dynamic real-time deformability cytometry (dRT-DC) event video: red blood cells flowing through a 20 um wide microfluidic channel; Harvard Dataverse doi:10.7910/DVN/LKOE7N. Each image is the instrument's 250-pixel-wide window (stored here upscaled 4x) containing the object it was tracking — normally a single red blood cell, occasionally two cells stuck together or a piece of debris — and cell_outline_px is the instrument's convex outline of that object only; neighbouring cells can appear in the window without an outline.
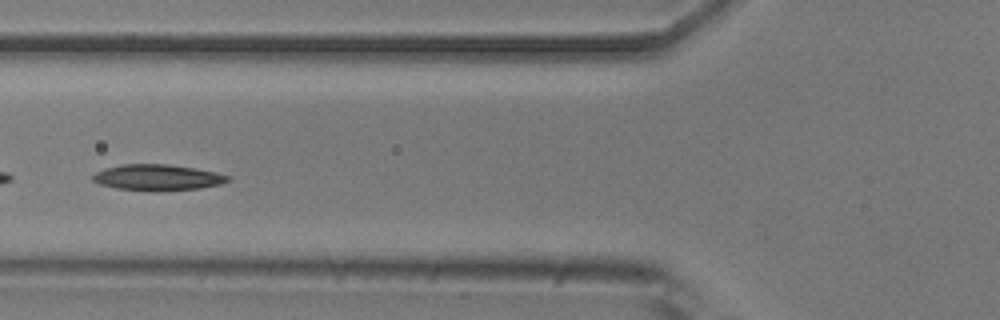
{"species": "common noctule bat (a hibernating species)", "species_latin": "Nyctalus noctula", "temperature_condition": "room temperature", "stored_images_in_passage": 53, "camera_frame_rate_fps": 3000, "um_per_image_px": 0.085, "animal": {"sex": "male", "body_mass_g": 20.5, "forearm_length_mm": 52.5}, "frame": {"image": 1, "passage_image": 20, "time_ms": 6.333, "image_size_px": [1000, 320], "cell_outline_px": [[232, 180], [220, 184], [200, 188], [156, 192], [116, 188], [100, 184], [92, 180], [92, 176], [96, 172], [104, 168], [120, 164], [168, 164], [196, 168], [216, 172], [232, 176]], "centroid_in_image_um": [13.42, 15.08], "position_along_channel_um": 112.4, "area_um2": 20.81}}
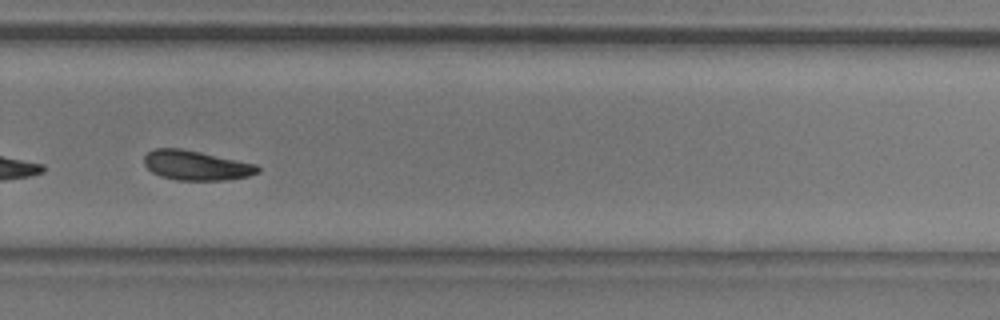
{"frame": {"image": 2, "passage_image": 36, "time_ms": 11.667, "image_size_px": [1000, 320], "cell_outline_px": [[260, 172], [248, 176], [224, 180], [176, 180], [160, 176], [152, 172], [144, 164], [144, 156], [152, 148], [180, 148], [200, 152], [256, 164], [260, 168]], "centroid_in_image_um": [16.65, 14.06], "position_along_channel_um": 313.2, "area_um2": 19.59}}
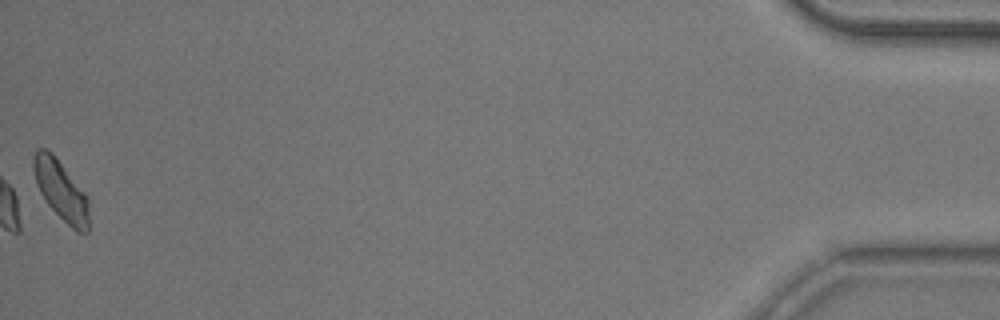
{"frame": {"image": 3, "passage_image": 53, "time_ms": 17.333, "image_size_px": [1000, 320], "cell_outline_px": [[88, 232], [76, 232], [48, 204], [40, 192], [36, 184], [32, 168], [32, 156], [36, 148], [44, 148], [52, 152], [56, 156], [88, 196]], "centroid_in_image_um": [5.16, 16.12], "position_along_channel_um": 430.0, "area_um2": 19.42}, "authors_computed_cell_mechanics": {"area_um2": 20.1722, "velocity_mm_per_s": 3.764, "shape_relaxation_time_tau1_ms": 5.4123, "shape_relaxation_time_tau2_ms": 11.2295, "deformation_change_tau1": 0.138, "deformation_change_tau2": 0.1848}}